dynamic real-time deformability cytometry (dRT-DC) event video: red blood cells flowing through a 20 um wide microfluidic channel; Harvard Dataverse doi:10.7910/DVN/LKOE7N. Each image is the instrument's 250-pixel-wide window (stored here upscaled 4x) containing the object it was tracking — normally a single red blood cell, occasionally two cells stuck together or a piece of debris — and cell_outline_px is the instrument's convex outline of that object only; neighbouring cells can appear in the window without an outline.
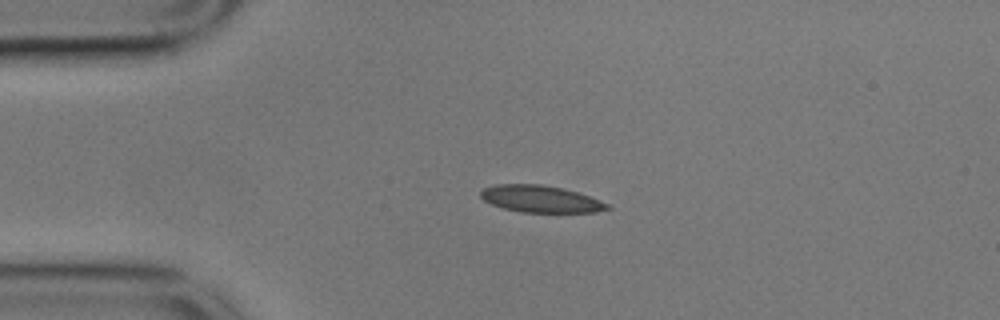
{"species": "common noctule bat (a hibernating species)", "species_latin": "Nyctalus noctula", "temperature_condition": "cold", "stored_images_in_passage": 44, "camera_frame_rate_fps": 3000, "um_per_image_px": 0.085, "animal": {"sex": "male", "body_mass_g": 17.9}, "frame": {"image": 1, "passage_image": 1, "time_ms": 0.0, "image_size_px": [1000, 320], "cell_outline_px": [[612, 208], [596, 212], [520, 212], [504, 208], [492, 204], [484, 200], [480, 196], [480, 192], [484, 188], [496, 184], [540, 184], [564, 188], [600, 200], [608, 204]], "centroid_in_image_um": [45.95, 16.91], "position_along_channel_um": 39.1, "area_um2": 19.77}}
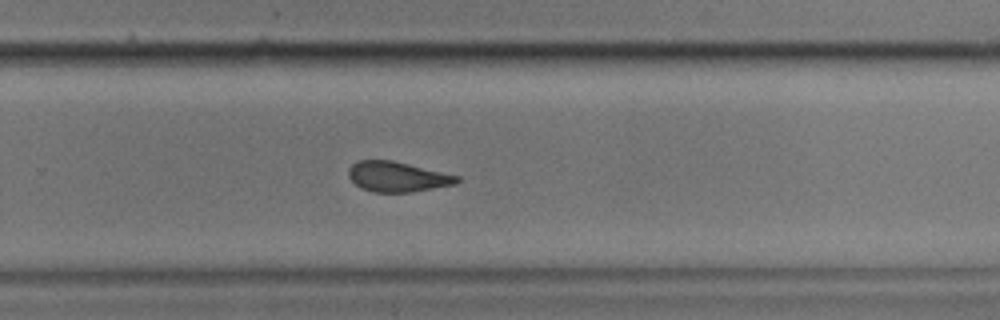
{"frame": {"image": 2, "passage_image": 25, "time_ms": 8.0, "image_size_px": [1000, 320], "cell_outline_px": [[460, 180], [456, 184], [412, 192], [372, 192], [356, 184], [348, 176], [348, 168], [352, 164], [360, 160], [392, 160], [460, 176]], "centroid_in_image_um": [33.79, 15.02], "position_along_channel_um": 296.0, "area_um2": 18.96}}
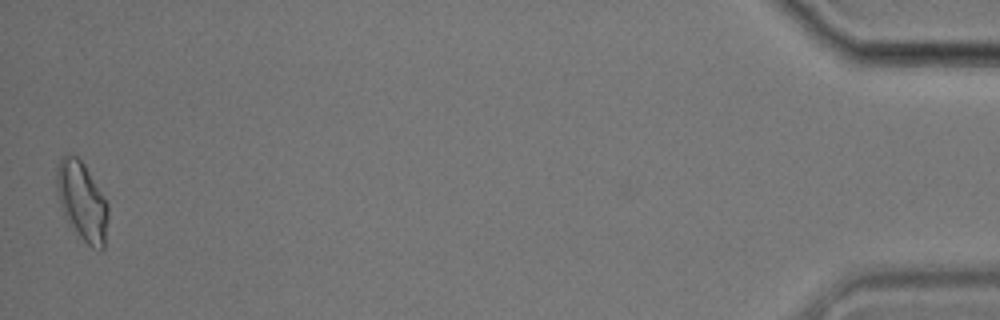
{"frame": {"image": 3, "passage_image": 44, "time_ms": 14.333, "image_size_px": [1000, 320], "cell_outline_px": [[108, 216], [104, 248], [100, 252], [92, 248], [68, 224], [64, 216], [60, 204], [56, 188], [56, 164], [68, 152], [76, 156], [84, 164], [108, 204]], "centroid_in_image_um": [6.96, 17.11], "position_along_channel_um": 428.2, "area_um2": 23.64}, "authors_computed_cell_mechanics": {"area_um2": 20.0566, "velocity_mm_per_s": 3.5372, "shape_relaxation_time_tau1_ms": null, "shape_relaxation_time_tau2_ms": 2.5997, "deformation_change_tau1": null, "deformation_change_tau2": 0.0828}}